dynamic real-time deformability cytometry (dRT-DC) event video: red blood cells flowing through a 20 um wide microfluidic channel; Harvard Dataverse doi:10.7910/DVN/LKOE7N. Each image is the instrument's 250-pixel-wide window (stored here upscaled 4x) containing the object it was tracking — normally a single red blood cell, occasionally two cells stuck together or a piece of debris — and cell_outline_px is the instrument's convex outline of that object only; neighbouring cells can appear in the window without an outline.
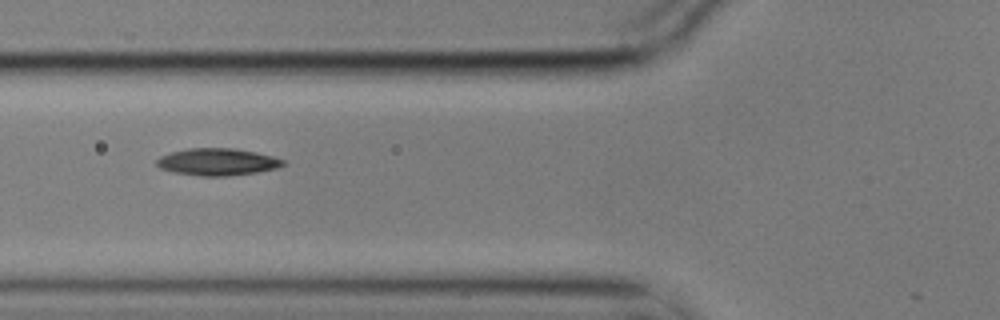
{"species": "common noctule bat (a hibernating species)", "species_latin": "Nyctalus noctula", "temperature_condition": "cold", "stored_images_in_passage": 7, "camera_frame_rate_fps": 3000, "um_per_image_px": 0.085, "animal": {"sex": "male", "body_mass_g": 17.9}, "frame": {"image": 1, "passage_image": 3, "time_ms": 0.667, "image_size_px": [1000, 320], "cell_outline_px": [[288, 164], [280, 168], [256, 172], [228, 176], [200, 176], [176, 172], [160, 168], [156, 164], [156, 160], [160, 156], [172, 152], [188, 148], [236, 148], [256, 152], [272, 156], [284, 160]], "centroid_in_image_um": [18.53, 13.76], "position_along_channel_um": 107.3, "area_um2": 20.06}}
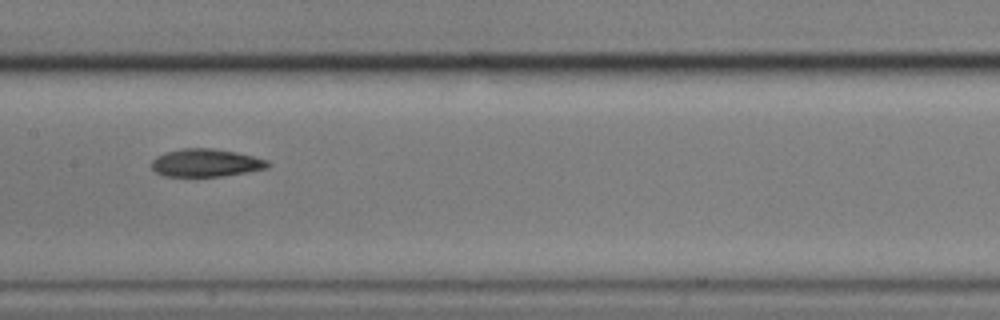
{"frame": {"image": 2, "passage_image": 5, "time_ms": 1.333, "image_size_px": [1000, 320], "cell_outline_px": [[272, 164], [268, 168], [248, 172], [224, 176], [164, 176], [156, 172], [152, 168], [152, 160], [156, 156], [164, 152], [184, 148], [212, 148], [236, 152], [268, 160]], "centroid_in_image_um": [17.52, 13.84], "position_along_channel_um": 189.9, "area_um2": 18.96}}
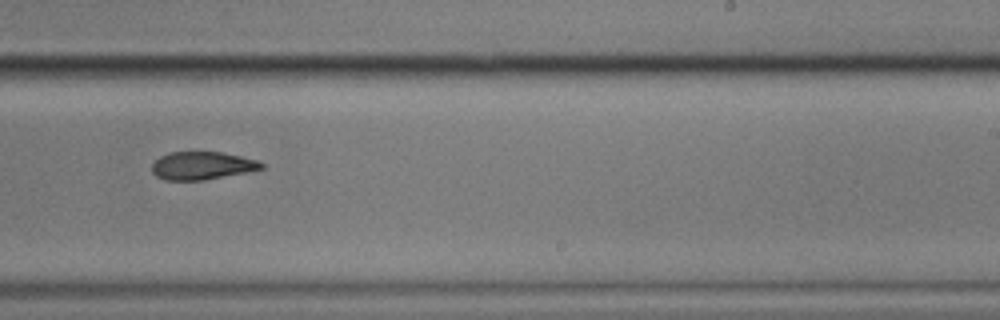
{"frame": {"image": 3, "passage_image": 7, "time_ms": 2.0, "image_size_px": [1000, 320], "cell_outline_px": [[264, 168], [248, 172], [204, 180], [164, 180], [156, 176], [152, 172], [152, 164], [160, 156], [168, 152], [220, 152], [240, 156], [256, 160], [264, 164]], "centroid_in_image_um": [17.16, 14.08], "position_along_channel_um": 271.8, "area_um2": 17.8}}